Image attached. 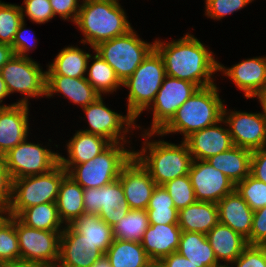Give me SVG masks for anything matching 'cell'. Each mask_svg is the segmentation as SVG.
<instances>
[{"mask_svg": "<svg viewBox=\"0 0 266 267\" xmlns=\"http://www.w3.org/2000/svg\"><path fill=\"white\" fill-rule=\"evenodd\" d=\"M154 43L163 58L167 76L187 80L199 88L215 84L213 74L218 72L219 62L214 58V53L194 35L188 32L168 43L159 39Z\"/></svg>", "mask_w": 266, "mask_h": 267, "instance_id": "cell-1", "label": "cell"}, {"mask_svg": "<svg viewBox=\"0 0 266 267\" xmlns=\"http://www.w3.org/2000/svg\"><path fill=\"white\" fill-rule=\"evenodd\" d=\"M126 13L117 0H82L74 24L84 38L80 43L91 49L102 41L124 35L132 29Z\"/></svg>", "mask_w": 266, "mask_h": 267, "instance_id": "cell-2", "label": "cell"}, {"mask_svg": "<svg viewBox=\"0 0 266 267\" xmlns=\"http://www.w3.org/2000/svg\"><path fill=\"white\" fill-rule=\"evenodd\" d=\"M156 133L144 132L141 151H134V156L148 170L156 185H164L177 177L188 175L193 162L187 144L169 143L164 140H151ZM151 140V141H150Z\"/></svg>", "mask_w": 266, "mask_h": 267, "instance_id": "cell-3", "label": "cell"}, {"mask_svg": "<svg viewBox=\"0 0 266 267\" xmlns=\"http://www.w3.org/2000/svg\"><path fill=\"white\" fill-rule=\"evenodd\" d=\"M216 84L199 88L180 108L175 116L156 136L180 133L183 140L191 133L216 124L222 119L225 102L220 98Z\"/></svg>", "mask_w": 266, "mask_h": 267, "instance_id": "cell-4", "label": "cell"}, {"mask_svg": "<svg viewBox=\"0 0 266 267\" xmlns=\"http://www.w3.org/2000/svg\"><path fill=\"white\" fill-rule=\"evenodd\" d=\"M166 76L162 56L154 48L122 86L128 88L127 114L135 120L154 102Z\"/></svg>", "mask_w": 266, "mask_h": 267, "instance_id": "cell-5", "label": "cell"}, {"mask_svg": "<svg viewBox=\"0 0 266 267\" xmlns=\"http://www.w3.org/2000/svg\"><path fill=\"white\" fill-rule=\"evenodd\" d=\"M124 143H112L105 151L88 162L77 164L67 171L83 189L98 188L119 178L121 169L132 158L134 150Z\"/></svg>", "mask_w": 266, "mask_h": 267, "instance_id": "cell-6", "label": "cell"}, {"mask_svg": "<svg viewBox=\"0 0 266 267\" xmlns=\"http://www.w3.org/2000/svg\"><path fill=\"white\" fill-rule=\"evenodd\" d=\"M67 171L58 164L45 174L12 180V198L7 215L17 217L25 208L56 202L59 187Z\"/></svg>", "mask_w": 266, "mask_h": 267, "instance_id": "cell-7", "label": "cell"}, {"mask_svg": "<svg viewBox=\"0 0 266 267\" xmlns=\"http://www.w3.org/2000/svg\"><path fill=\"white\" fill-rule=\"evenodd\" d=\"M154 48V42L142 40L131 29L124 35L100 42L94 51L114 69L123 83Z\"/></svg>", "mask_w": 266, "mask_h": 267, "instance_id": "cell-8", "label": "cell"}, {"mask_svg": "<svg viewBox=\"0 0 266 267\" xmlns=\"http://www.w3.org/2000/svg\"><path fill=\"white\" fill-rule=\"evenodd\" d=\"M7 91L24 95L16 103L29 105V98L46 96V71L30 57L14 55L0 69Z\"/></svg>", "mask_w": 266, "mask_h": 267, "instance_id": "cell-9", "label": "cell"}, {"mask_svg": "<svg viewBox=\"0 0 266 267\" xmlns=\"http://www.w3.org/2000/svg\"><path fill=\"white\" fill-rule=\"evenodd\" d=\"M21 260L43 267H56L59 260L62 231H46L31 228L15 217Z\"/></svg>", "mask_w": 266, "mask_h": 267, "instance_id": "cell-10", "label": "cell"}, {"mask_svg": "<svg viewBox=\"0 0 266 267\" xmlns=\"http://www.w3.org/2000/svg\"><path fill=\"white\" fill-rule=\"evenodd\" d=\"M6 168L12 180L48 173L59 164V153L27 139L5 155Z\"/></svg>", "mask_w": 266, "mask_h": 267, "instance_id": "cell-11", "label": "cell"}, {"mask_svg": "<svg viewBox=\"0 0 266 267\" xmlns=\"http://www.w3.org/2000/svg\"><path fill=\"white\" fill-rule=\"evenodd\" d=\"M198 89L192 82L166 75L154 102L148 108L153 111L151 126L143 132L159 133L175 116L178 108Z\"/></svg>", "mask_w": 266, "mask_h": 267, "instance_id": "cell-12", "label": "cell"}, {"mask_svg": "<svg viewBox=\"0 0 266 267\" xmlns=\"http://www.w3.org/2000/svg\"><path fill=\"white\" fill-rule=\"evenodd\" d=\"M82 110L87 118L89 128L81 131L102 136L111 143H130L126 139L130 130L142 129L141 126L136 125V120L129 114L123 116L106 107L102 96Z\"/></svg>", "mask_w": 266, "mask_h": 267, "instance_id": "cell-13", "label": "cell"}, {"mask_svg": "<svg viewBox=\"0 0 266 267\" xmlns=\"http://www.w3.org/2000/svg\"><path fill=\"white\" fill-rule=\"evenodd\" d=\"M83 204L86 214H96L113 227L129 211L119 179L102 187L84 189Z\"/></svg>", "mask_w": 266, "mask_h": 267, "instance_id": "cell-14", "label": "cell"}, {"mask_svg": "<svg viewBox=\"0 0 266 267\" xmlns=\"http://www.w3.org/2000/svg\"><path fill=\"white\" fill-rule=\"evenodd\" d=\"M222 119L228 127L234 146L251 151L266 147V116L263 111H228L224 104Z\"/></svg>", "mask_w": 266, "mask_h": 267, "instance_id": "cell-15", "label": "cell"}, {"mask_svg": "<svg viewBox=\"0 0 266 267\" xmlns=\"http://www.w3.org/2000/svg\"><path fill=\"white\" fill-rule=\"evenodd\" d=\"M188 175L197 201L217 204L235 189V184L206 160H193Z\"/></svg>", "mask_w": 266, "mask_h": 267, "instance_id": "cell-16", "label": "cell"}, {"mask_svg": "<svg viewBox=\"0 0 266 267\" xmlns=\"http://www.w3.org/2000/svg\"><path fill=\"white\" fill-rule=\"evenodd\" d=\"M118 179L130 209L146 210L156 183L134 155L123 166Z\"/></svg>", "mask_w": 266, "mask_h": 267, "instance_id": "cell-17", "label": "cell"}, {"mask_svg": "<svg viewBox=\"0 0 266 267\" xmlns=\"http://www.w3.org/2000/svg\"><path fill=\"white\" fill-rule=\"evenodd\" d=\"M103 255L97 246L85 239L71 225H67L61 233L56 267H91Z\"/></svg>", "mask_w": 266, "mask_h": 267, "instance_id": "cell-18", "label": "cell"}, {"mask_svg": "<svg viewBox=\"0 0 266 267\" xmlns=\"http://www.w3.org/2000/svg\"><path fill=\"white\" fill-rule=\"evenodd\" d=\"M218 71L229 77L246 98L254 99L266 87V56L245 59L230 68L218 63Z\"/></svg>", "mask_w": 266, "mask_h": 267, "instance_id": "cell-19", "label": "cell"}, {"mask_svg": "<svg viewBox=\"0 0 266 267\" xmlns=\"http://www.w3.org/2000/svg\"><path fill=\"white\" fill-rule=\"evenodd\" d=\"M221 123L224 124L225 121L221 119L214 125L191 133L183 140L193 160H207L234 146L228 128L222 127Z\"/></svg>", "mask_w": 266, "mask_h": 267, "instance_id": "cell-20", "label": "cell"}, {"mask_svg": "<svg viewBox=\"0 0 266 267\" xmlns=\"http://www.w3.org/2000/svg\"><path fill=\"white\" fill-rule=\"evenodd\" d=\"M29 105L16 103L0 107V154L6 155L12 148L28 139Z\"/></svg>", "mask_w": 266, "mask_h": 267, "instance_id": "cell-21", "label": "cell"}, {"mask_svg": "<svg viewBox=\"0 0 266 267\" xmlns=\"http://www.w3.org/2000/svg\"><path fill=\"white\" fill-rule=\"evenodd\" d=\"M219 223L229 226L247 239L250 245V233L254 211L234 189L218 203Z\"/></svg>", "mask_w": 266, "mask_h": 267, "instance_id": "cell-22", "label": "cell"}, {"mask_svg": "<svg viewBox=\"0 0 266 267\" xmlns=\"http://www.w3.org/2000/svg\"><path fill=\"white\" fill-rule=\"evenodd\" d=\"M181 233L178 224H149L141 245L151 261H161L177 252Z\"/></svg>", "mask_w": 266, "mask_h": 267, "instance_id": "cell-23", "label": "cell"}, {"mask_svg": "<svg viewBox=\"0 0 266 267\" xmlns=\"http://www.w3.org/2000/svg\"><path fill=\"white\" fill-rule=\"evenodd\" d=\"M111 144L102 136L86 133L80 129L66 144L68 157L59 154V164L68 171L74 165L88 162L98 156Z\"/></svg>", "mask_w": 266, "mask_h": 267, "instance_id": "cell-24", "label": "cell"}, {"mask_svg": "<svg viewBox=\"0 0 266 267\" xmlns=\"http://www.w3.org/2000/svg\"><path fill=\"white\" fill-rule=\"evenodd\" d=\"M54 93L69 99L75 105L84 108L94 102L99 93L87 81L86 77L73 78L64 75H46V96L51 98Z\"/></svg>", "mask_w": 266, "mask_h": 267, "instance_id": "cell-25", "label": "cell"}, {"mask_svg": "<svg viewBox=\"0 0 266 267\" xmlns=\"http://www.w3.org/2000/svg\"><path fill=\"white\" fill-rule=\"evenodd\" d=\"M206 236L218 263L224 261L223 267H228L248 246L246 238L221 223L215 225Z\"/></svg>", "mask_w": 266, "mask_h": 267, "instance_id": "cell-26", "label": "cell"}, {"mask_svg": "<svg viewBox=\"0 0 266 267\" xmlns=\"http://www.w3.org/2000/svg\"><path fill=\"white\" fill-rule=\"evenodd\" d=\"M218 223V205L216 203L196 201L180 209L178 213V225L181 231L206 235Z\"/></svg>", "mask_w": 266, "mask_h": 267, "instance_id": "cell-27", "label": "cell"}, {"mask_svg": "<svg viewBox=\"0 0 266 267\" xmlns=\"http://www.w3.org/2000/svg\"><path fill=\"white\" fill-rule=\"evenodd\" d=\"M251 156V150L233 146L228 151L209 157L206 162L236 185L250 174Z\"/></svg>", "mask_w": 266, "mask_h": 267, "instance_id": "cell-28", "label": "cell"}, {"mask_svg": "<svg viewBox=\"0 0 266 267\" xmlns=\"http://www.w3.org/2000/svg\"><path fill=\"white\" fill-rule=\"evenodd\" d=\"M84 189L66 175L60 184L56 201L57 211L64 226L70 225L85 213L83 204Z\"/></svg>", "mask_w": 266, "mask_h": 267, "instance_id": "cell-29", "label": "cell"}, {"mask_svg": "<svg viewBox=\"0 0 266 267\" xmlns=\"http://www.w3.org/2000/svg\"><path fill=\"white\" fill-rule=\"evenodd\" d=\"M177 252L198 267H223L218 263L207 236L202 233L182 231Z\"/></svg>", "mask_w": 266, "mask_h": 267, "instance_id": "cell-30", "label": "cell"}, {"mask_svg": "<svg viewBox=\"0 0 266 267\" xmlns=\"http://www.w3.org/2000/svg\"><path fill=\"white\" fill-rule=\"evenodd\" d=\"M88 60H92L89 52H85L78 46H67L48 65L46 75H64L73 78L86 77Z\"/></svg>", "mask_w": 266, "mask_h": 267, "instance_id": "cell-31", "label": "cell"}, {"mask_svg": "<svg viewBox=\"0 0 266 267\" xmlns=\"http://www.w3.org/2000/svg\"><path fill=\"white\" fill-rule=\"evenodd\" d=\"M105 255L112 267H147L152 262L137 241L114 238Z\"/></svg>", "mask_w": 266, "mask_h": 267, "instance_id": "cell-32", "label": "cell"}, {"mask_svg": "<svg viewBox=\"0 0 266 267\" xmlns=\"http://www.w3.org/2000/svg\"><path fill=\"white\" fill-rule=\"evenodd\" d=\"M70 225L104 254L114 240L112 227L96 214L84 213Z\"/></svg>", "mask_w": 266, "mask_h": 267, "instance_id": "cell-33", "label": "cell"}, {"mask_svg": "<svg viewBox=\"0 0 266 267\" xmlns=\"http://www.w3.org/2000/svg\"><path fill=\"white\" fill-rule=\"evenodd\" d=\"M17 218L26 226L39 230L63 231L65 227L59 218L56 202L25 208Z\"/></svg>", "mask_w": 266, "mask_h": 267, "instance_id": "cell-34", "label": "cell"}, {"mask_svg": "<svg viewBox=\"0 0 266 267\" xmlns=\"http://www.w3.org/2000/svg\"><path fill=\"white\" fill-rule=\"evenodd\" d=\"M91 59L94 62L89 66L88 60L86 79L100 96L116 92L117 89L122 87V82L116 76L114 69L105 60L96 52L93 57L91 55Z\"/></svg>", "mask_w": 266, "mask_h": 267, "instance_id": "cell-35", "label": "cell"}, {"mask_svg": "<svg viewBox=\"0 0 266 267\" xmlns=\"http://www.w3.org/2000/svg\"><path fill=\"white\" fill-rule=\"evenodd\" d=\"M146 210L149 224H178L179 211L163 185H156Z\"/></svg>", "mask_w": 266, "mask_h": 267, "instance_id": "cell-36", "label": "cell"}, {"mask_svg": "<svg viewBox=\"0 0 266 267\" xmlns=\"http://www.w3.org/2000/svg\"><path fill=\"white\" fill-rule=\"evenodd\" d=\"M149 226L147 210L130 209V211L113 227V237L126 241L141 242Z\"/></svg>", "mask_w": 266, "mask_h": 267, "instance_id": "cell-37", "label": "cell"}, {"mask_svg": "<svg viewBox=\"0 0 266 267\" xmlns=\"http://www.w3.org/2000/svg\"><path fill=\"white\" fill-rule=\"evenodd\" d=\"M21 260L15 216L7 215L0 222V263Z\"/></svg>", "mask_w": 266, "mask_h": 267, "instance_id": "cell-38", "label": "cell"}, {"mask_svg": "<svg viewBox=\"0 0 266 267\" xmlns=\"http://www.w3.org/2000/svg\"><path fill=\"white\" fill-rule=\"evenodd\" d=\"M22 21V11L19 5L2 2L0 4V43L12 47L15 34Z\"/></svg>", "mask_w": 266, "mask_h": 267, "instance_id": "cell-39", "label": "cell"}, {"mask_svg": "<svg viewBox=\"0 0 266 267\" xmlns=\"http://www.w3.org/2000/svg\"><path fill=\"white\" fill-rule=\"evenodd\" d=\"M235 189L253 211L266 206V183L251 174L238 182Z\"/></svg>", "mask_w": 266, "mask_h": 267, "instance_id": "cell-40", "label": "cell"}, {"mask_svg": "<svg viewBox=\"0 0 266 267\" xmlns=\"http://www.w3.org/2000/svg\"><path fill=\"white\" fill-rule=\"evenodd\" d=\"M163 186L172 197L173 204L178 211L197 201L189 175L177 177Z\"/></svg>", "mask_w": 266, "mask_h": 267, "instance_id": "cell-41", "label": "cell"}, {"mask_svg": "<svg viewBox=\"0 0 266 267\" xmlns=\"http://www.w3.org/2000/svg\"><path fill=\"white\" fill-rule=\"evenodd\" d=\"M254 0H205L207 18L220 20L229 14L243 9Z\"/></svg>", "mask_w": 266, "mask_h": 267, "instance_id": "cell-42", "label": "cell"}, {"mask_svg": "<svg viewBox=\"0 0 266 267\" xmlns=\"http://www.w3.org/2000/svg\"><path fill=\"white\" fill-rule=\"evenodd\" d=\"M24 6L21 7L22 18L25 16L37 24H44L52 20L54 12L49 0H24Z\"/></svg>", "mask_w": 266, "mask_h": 267, "instance_id": "cell-43", "label": "cell"}, {"mask_svg": "<svg viewBox=\"0 0 266 267\" xmlns=\"http://www.w3.org/2000/svg\"><path fill=\"white\" fill-rule=\"evenodd\" d=\"M228 267H266V245H248Z\"/></svg>", "mask_w": 266, "mask_h": 267, "instance_id": "cell-44", "label": "cell"}, {"mask_svg": "<svg viewBox=\"0 0 266 267\" xmlns=\"http://www.w3.org/2000/svg\"><path fill=\"white\" fill-rule=\"evenodd\" d=\"M25 26L26 24L23 20L15 34V38L12 43V48L15 55L28 58L29 51L36 48L35 43L37 42V39L34 35L33 37H30L31 34L28 33L30 32V30L26 29Z\"/></svg>", "mask_w": 266, "mask_h": 267, "instance_id": "cell-45", "label": "cell"}, {"mask_svg": "<svg viewBox=\"0 0 266 267\" xmlns=\"http://www.w3.org/2000/svg\"><path fill=\"white\" fill-rule=\"evenodd\" d=\"M52 6L54 16L59 15L62 20L70 19L75 23L78 12L81 8L82 1L80 0H49ZM80 1V2H79Z\"/></svg>", "mask_w": 266, "mask_h": 267, "instance_id": "cell-46", "label": "cell"}, {"mask_svg": "<svg viewBox=\"0 0 266 267\" xmlns=\"http://www.w3.org/2000/svg\"><path fill=\"white\" fill-rule=\"evenodd\" d=\"M12 198V179L6 168L5 155L0 154V209L7 211Z\"/></svg>", "mask_w": 266, "mask_h": 267, "instance_id": "cell-47", "label": "cell"}, {"mask_svg": "<svg viewBox=\"0 0 266 267\" xmlns=\"http://www.w3.org/2000/svg\"><path fill=\"white\" fill-rule=\"evenodd\" d=\"M250 245H266V206L254 211Z\"/></svg>", "mask_w": 266, "mask_h": 267, "instance_id": "cell-48", "label": "cell"}, {"mask_svg": "<svg viewBox=\"0 0 266 267\" xmlns=\"http://www.w3.org/2000/svg\"><path fill=\"white\" fill-rule=\"evenodd\" d=\"M250 174L266 183V147L252 151Z\"/></svg>", "mask_w": 266, "mask_h": 267, "instance_id": "cell-49", "label": "cell"}, {"mask_svg": "<svg viewBox=\"0 0 266 267\" xmlns=\"http://www.w3.org/2000/svg\"><path fill=\"white\" fill-rule=\"evenodd\" d=\"M160 262L164 267H198L197 264H194L186 257L181 256L178 252L167 255Z\"/></svg>", "mask_w": 266, "mask_h": 267, "instance_id": "cell-50", "label": "cell"}, {"mask_svg": "<svg viewBox=\"0 0 266 267\" xmlns=\"http://www.w3.org/2000/svg\"><path fill=\"white\" fill-rule=\"evenodd\" d=\"M15 55L13 48L0 43V69Z\"/></svg>", "mask_w": 266, "mask_h": 267, "instance_id": "cell-51", "label": "cell"}, {"mask_svg": "<svg viewBox=\"0 0 266 267\" xmlns=\"http://www.w3.org/2000/svg\"><path fill=\"white\" fill-rule=\"evenodd\" d=\"M0 267H43V266L26 260H16V261L0 263Z\"/></svg>", "mask_w": 266, "mask_h": 267, "instance_id": "cell-52", "label": "cell"}, {"mask_svg": "<svg viewBox=\"0 0 266 267\" xmlns=\"http://www.w3.org/2000/svg\"><path fill=\"white\" fill-rule=\"evenodd\" d=\"M9 93L7 91L6 85L4 80L2 79L1 75H0V107H7V106H11L15 103H12L10 105H3L2 102L4 100V98L8 97ZM2 104V105H1Z\"/></svg>", "mask_w": 266, "mask_h": 267, "instance_id": "cell-53", "label": "cell"}, {"mask_svg": "<svg viewBox=\"0 0 266 267\" xmlns=\"http://www.w3.org/2000/svg\"><path fill=\"white\" fill-rule=\"evenodd\" d=\"M91 267H112L110 264L109 259L104 254L102 257H100L96 262H94Z\"/></svg>", "mask_w": 266, "mask_h": 267, "instance_id": "cell-54", "label": "cell"}, {"mask_svg": "<svg viewBox=\"0 0 266 267\" xmlns=\"http://www.w3.org/2000/svg\"><path fill=\"white\" fill-rule=\"evenodd\" d=\"M257 99H259L263 114L266 116V87L257 96Z\"/></svg>", "mask_w": 266, "mask_h": 267, "instance_id": "cell-55", "label": "cell"}, {"mask_svg": "<svg viewBox=\"0 0 266 267\" xmlns=\"http://www.w3.org/2000/svg\"><path fill=\"white\" fill-rule=\"evenodd\" d=\"M147 267H164L160 261H152Z\"/></svg>", "mask_w": 266, "mask_h": 267, "instance_id": "cell-56", "label": "cell"}, {"mask_svg": "<svg viewBox=\"0 0 266 267\" xmlns=\"http://www.w3.org/2000/svg\"><path fill=\"white\" fill-rule=\"evenodd\" d=\"M7 216V211L0 209V222Z\"/></svg>", "mask_w": 266, "mask_h": 267, "instance_id": "cell-57", "label": "cell"}]
</instances>
